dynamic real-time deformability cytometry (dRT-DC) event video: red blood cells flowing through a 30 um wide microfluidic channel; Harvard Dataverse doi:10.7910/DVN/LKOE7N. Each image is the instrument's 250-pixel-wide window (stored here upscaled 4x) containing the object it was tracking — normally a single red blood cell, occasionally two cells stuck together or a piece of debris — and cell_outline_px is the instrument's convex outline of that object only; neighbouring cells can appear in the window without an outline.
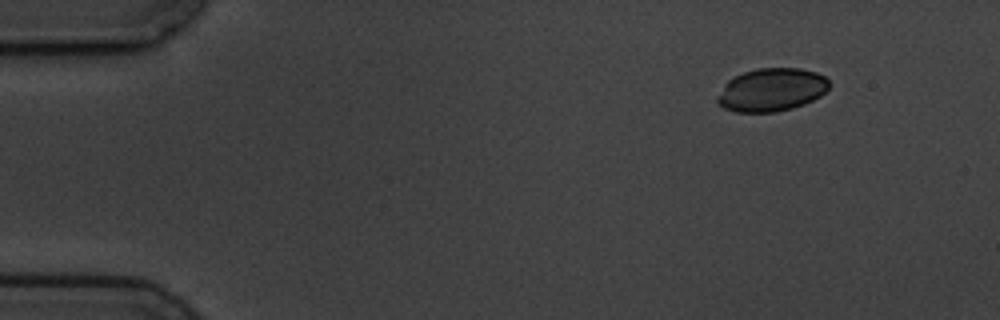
{"species": "common noctule bat (a hibernating species)", "species_latin": "Nyctalus noctula", "temperature_condition": "cold", "stored_images_in_passage": 4, "segment_of_instrument_passage": [2, 2], "camera_frame_rate_fps": 3000, "um_per_image_px": 0.085, "animal": {"sex": "male", "body_mass_g": 19.5, "forearm_length_mm": 54.6}, "frame": {"image": 1, "passage_image": 4, "time_ms": 3.667, "image_size_px": [1000, 320], "cell_outline_px": [[832, 84], [820, 96], [804, 104], [792, 108], [776, 112], [736, 112], [724, 108], [716, 100], [724, 84], [728, 80], [744, 72], [756, 68], [800, 68], [816, 72], [824, 76]], "centroid_in_image_um": [65.6, 7.63], "position_along_channel_um": 19.4, "area_um2": 28.03}}